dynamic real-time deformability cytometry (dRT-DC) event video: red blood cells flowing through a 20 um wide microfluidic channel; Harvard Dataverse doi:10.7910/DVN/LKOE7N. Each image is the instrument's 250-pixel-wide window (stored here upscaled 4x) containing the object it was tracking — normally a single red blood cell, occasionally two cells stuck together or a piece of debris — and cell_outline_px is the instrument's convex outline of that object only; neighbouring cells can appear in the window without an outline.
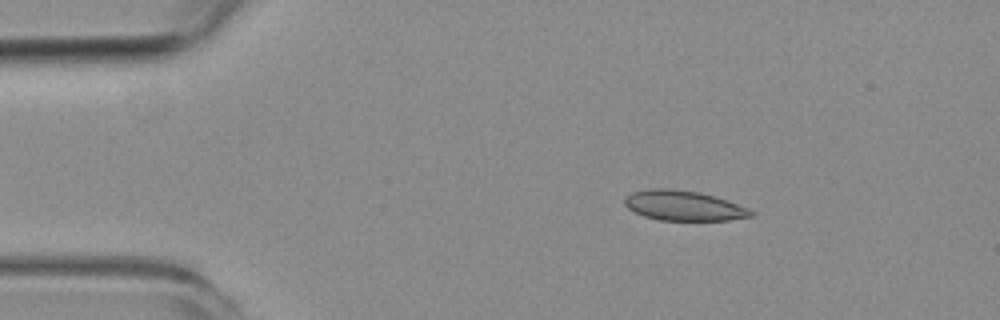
{"species": "common noctule bat (a hibernating species)", "species_latin": "Nyctalus noctula", "temperature_condition": "room temperature", "stored_images_in_passage": 3, "camera_frame_rate_fps": 3000, "um_per_image_px": 0.085, "animal": {"sex": "female", "body_mass_g": 19.3, "forearm_length_mm": 54.1}, "frame": {"image": 1, "passage_image": 1, "time_ms": 0.0, "image_size_px": [1000, 320], "cell_outline_px": [[756, 212], [752, 216], [728, 220], [660, 220], [644, 216], [628, 208], [624, 204], [624, 196], [632, 192], [648, 188], [668, 188], [696, 192], [728, 200], [748, 208]], "centroid_in_image_um": [58.09, 17.47], "position_along_channel_um": 26.9, "area_um2": 22.02}}
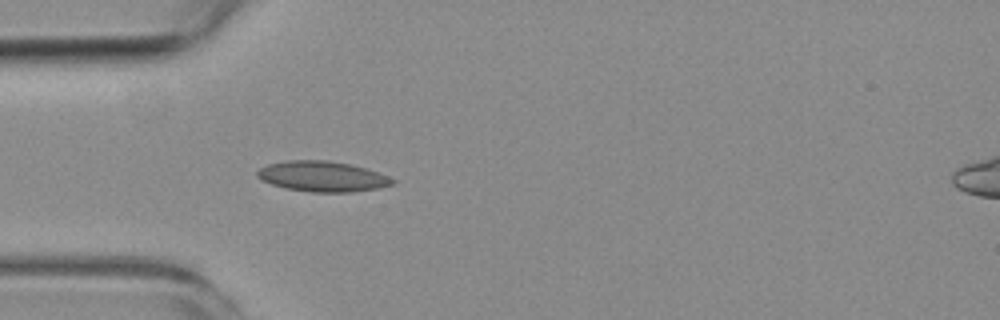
{"frame": {"image": 2, "passage_image": 3, "time_ms": 2.333, "image_size_px": [1000, 320], "cell_outline_px": [[396, 184], [380, 188], [352, 192], [312, 192], [284, 188], [260, 180], [256, 176], [256, 172], [260, 168], [268, 164], [288, 160], [328, 160], [348, 164], [364, 168], [388, 176], [396, 180]], "centroid_in_image_um": [27.4, 15.0], "position_along_channel_um": 57.6, "area_um2": 24.04}}